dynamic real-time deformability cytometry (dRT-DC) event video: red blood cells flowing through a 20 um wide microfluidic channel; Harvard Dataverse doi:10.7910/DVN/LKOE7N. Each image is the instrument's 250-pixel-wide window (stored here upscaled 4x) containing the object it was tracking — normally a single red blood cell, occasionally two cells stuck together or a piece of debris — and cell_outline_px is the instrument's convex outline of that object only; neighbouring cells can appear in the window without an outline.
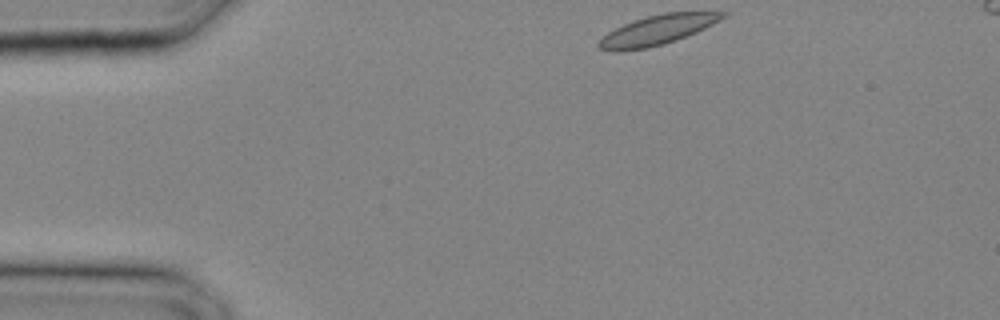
{"species": "common noctule bat (a hibernating species)", "species_latin": "Nyctalus noctula", "temperature_condition": "cold", "stored_images_in_passage": 22, "camera_frame_rate_fps": 3000, "um_per_image_px": 0.085, "animal": {"sex": "male", "body_mass_g": 20.4}, "frame": {"image": 1, "passage_image": 1, "time_ms": 0.0, "image_size_px": [1000, 320], "cell_outline_px": [[728, 12], [720, 20], [696, 32], [676, 40], [664, 44], [648, 48], [620, 52], [612, 52], [600, 48], [596, 44], [608, 32], [624, 24], [648, 16], [664, 12]], "centroid_in_image_um": [55.84, 2.57], "position_along_channel_um": 29.2, "area_um2": 21.21}}
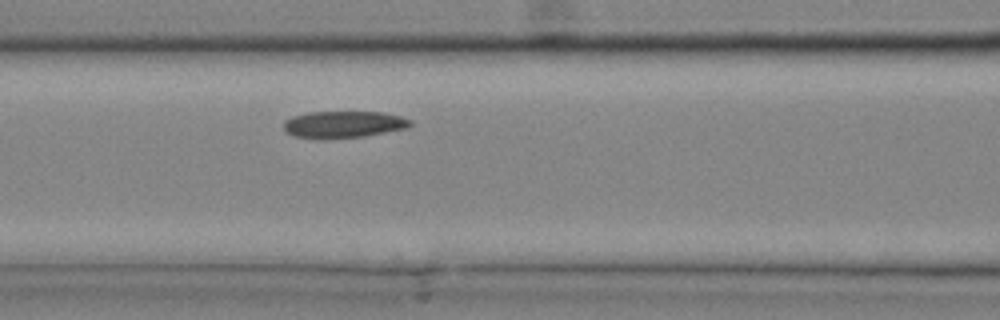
{"frame": {"image": 2, "passage_image": 9, "time_ms": 2.667, "image_size_px": [1000, 320], "cell_outline_px": [[412, 124], [408, 128], [364, 136], [320, 140], [316, 140], [292, 136], [284, 128], [284, 120], [292, 116], [308, 112], [384, 112], [400, 116], [412, 120]], "centroid_in_image_um": [29.18, 10.59], "position_along_channel_um": 137.4, "area_um2": 20.17}}
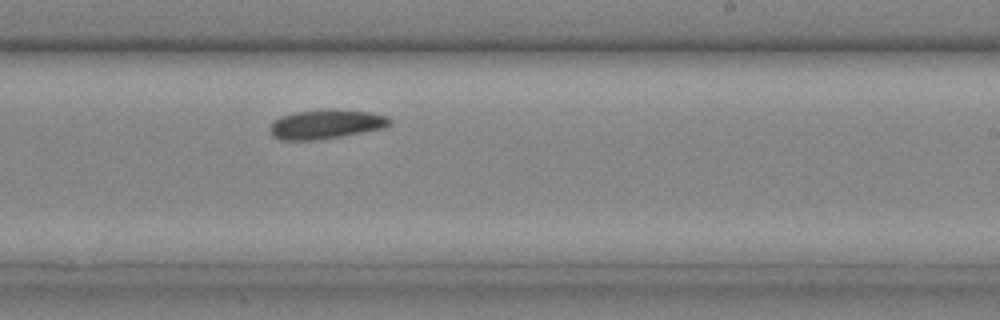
{"frame": {"image": 3, "passage_image": 15, "time_ms": 4.667, "image_size_px": [1000, 320], "cell_outline_px": [[392, 124], [384, 128], [320, 140], [280, 140], [272, 136], [268, 128], [280, 116], [292, 112], [372, 112], [388, 116], [392, 120]], "centroid_in_image_um": [27.69, 10.61], "position_along_channel_um": 261.3, "area_um2": 19.71}}